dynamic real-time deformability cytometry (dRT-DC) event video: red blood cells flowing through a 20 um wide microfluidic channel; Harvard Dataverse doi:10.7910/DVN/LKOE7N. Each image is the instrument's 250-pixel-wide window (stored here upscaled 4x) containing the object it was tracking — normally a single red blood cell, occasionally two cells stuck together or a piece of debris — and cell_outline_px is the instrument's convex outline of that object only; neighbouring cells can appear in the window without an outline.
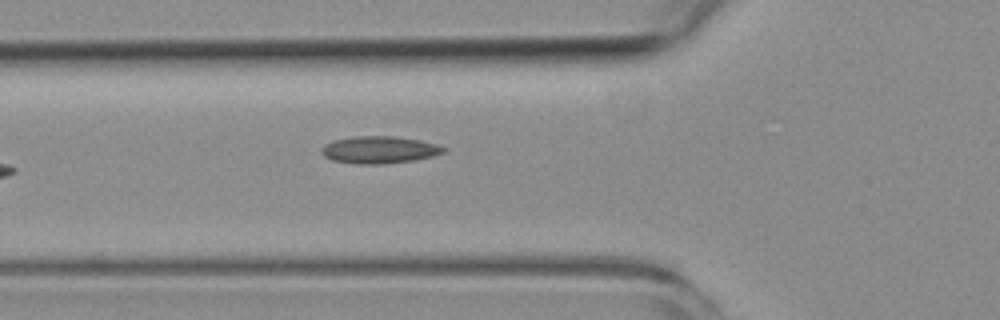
{"species": "common noctule bat (a hibernating species)", "species_latin": "Nyctalus noctula", "temperature_condition": "room temperature", "stored_images_in_passage": 3, "camera_frame_rate_fps": 3000, "um_per_image_px": 0.085, "animal": {"sex": "female", "body_mass_g": 19.3, "forearm_length_mm": 54.1}, "frame": {"image": 1, "passage_image": 3, "time_ms": 2.667, "image_size_px": [1000, 320], "cell_outline_px": [[448, 148], [444, 152], [432, 156], [416, 160], [380, 164], [360, 164], [332, 160], [324, 156], [320, 152], [324, 144], [332, 140], [356, 136], [392, 136], [420, 140], [436, 144]], "centroid_in_image_um": [32.23, 12.73], "position_along_channel_um": 93.6, "area_um2": 19.36}}